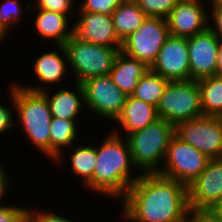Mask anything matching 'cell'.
Wrapping results in <instances>:
<instances>
[{
  "label": "cell",
  "instance_id": "1",
  "mask_svg": "<svg viewBox=\"0 0 222 222\" xmlns=\"http://www.w3.org/2000/svg\"><path fill=\"white\" fill-rule=\"evenodd\" d=\"M120 202L122 222H188L191 213L187 186L158 173L141 174Z\"/></svg>",
  "mask_w": 222,
  "mask_h": 222
},
{
  "label": "cell",
  "instance_id": "2",
  "mask_svg": "<svg viewBox=\"0 0 222 222\" xmlns=\"http://www.w3.org/2000/svg\"><path fill=\"white\" fill-rule=\"evenodd\" d=\"M107 133L101 139L104 141L97 146L93 178L83 188L93 192L95 197L97 193L117 202L126 195L141 173L134 166L127 139L110 130Z\"/></svg>",
  "mask_w": 222,
  "mask_h": 222
},
{
  "label": "cell",
  "instance_id": "3",
  "mask_svg": "<svg viewBox=\"0 0 222 222\" xmlns=\"http://www.w3.org/2000/svg\"><path fill=\"white\" fill-rule=\"evenodd\" d=\"M15 126L21 125L22 135L38 153L50 160L51 112L43 92H35L14 82ZM29 140V141H28Z\"/></svg>",
  "mask_w": 222,
  "mask_h": 222
},
{
  "label": "cell",
  "instance_id": "4",
  "mask_svg": "<svg viewBox=\"0 0 222 222\" xmlns=\"http://www.w3.org/2000/svg\"><path fill=\"white\" fill-rule=\"evenodd\" d=\"M174 135L175 125L158 118L152 124L125 137L134 166L141 174L158 173L161 170Z\"/></svg>",
  "mask_w": 222,
  "mask_h": 222
},
{
  "label": "cell",
  "instance_id": "5",
  "mask_svg": "<svg viewBox=\"0 0 222 222\" xmlns=\"http://www.w3.org/2000/svg\"><path fill=\"white\" fill-rule=\"evenodd\" d=\"M68 58L72 82L81 83L89 78L110 74L121 47L83 42L74 35L63 45Z\"/></svg>",
  "mask_w": 222,
  "mask_h": 222
},
{
  "label": "cell",
  "instance_id": "6",
  "mask_svg": "<svg viewBox=\"0 0 222 222\" xmlns=\"http://www.w3.org/2000/svg\"><path fill=\"white\" fill-rule=\"evenodd\" d=\"M159 119L175 126L202 116L200 88L195 80L168 81L156 106Z\"/></svg>",
  "mask_w": 222,
  "mask_h": 222
},
{
  "label": "cell",
  "instance_id": "7",
  "mask_svg": "<svg viewBox=\"0 0 222 222\" xmlns=\"http://www.w3.org/2000/svg\"><path fill=\"white\" fill-rule=\"evenodd\" d=\"M210 158L176 134L171 139L158 174L189 186L205 169Z\"/></svg>",
  "mask_w": 222,
  "mask_h": 222
},
{
  "label": "cell",
  "instance_id": "8",
  "mask_svg": "<svg viewBox=\"0 0 222 222\" xmlns=\"http://www.w3.org/2000/svg\"><path fill=\"white\" fill-rule=\"evenodd\" d=\"M80 84L84 92L85 109L90 111L88 114L97 116V119L103 118L105 122H114L122 111L127 95L116 86L110 75L92 77Z\"/></svg>",
  "mask_w": 222,
  "mask_h": 222
},
{
  "label": "cell",
  "instance_id": "9",
  "mask_svg": "<svg viewBox=\"0 0 222 222\" xmlns=\"http://www.w3.org/2000/svg\"><path fill=\"white\" fill-rule=\"evenodd\" d=\"M169 36L166 19L147 17L135 32L122 41L120 50L150 68Z\"/></svg>",
  "mask_w": 222,
  "mask_h": 222
},
{
  "label": "cell",
  "instance_id": "10",
  "mask_svg": "<svg viewBox=\"0 0 222 222\" xmlns=\"http://www.w3.org/2000/svg\"><path fill=\"white\" fill-rule=\"evenodd\" d=\"M175 134L210 159L222 158V118L200 116L175 126Z\"/></svg>",
  "mask_w": 222,
  "mask_h": 222
},
{
  "label": "cell",
  "instance_id": "11",
  "mask_svg": "<svg viewBox=\"0 0 222 222\" xmlns=\"http://www.w3.org/2000/svg\"><path fill=\"white\" fill-rule=\"evenodd\" d=\"M190 212H206L222 200V158L210 159L201 174L187 186Z\"/></svg>",
  "mask_w": 222,
  "mask_h": 222
},
{
  "label": "cell",
  "instance_id": "12",
  "mask_svg": "<svg viewBox=\"0 0 222 222\" xmlns=\"http://www.w3.org/2000/svg\"><path fill=\"white\" fill-rule=\"evenodd\" d=\"M55 50H47L41 52L38 57L33 60L32 67L34 72V77H36V81L40 82L37 86L34 85H28L23 83H17L28 90L35 91V92H43L47 89L51 88H57V86H65L64 83H73L68 82L66 79V75L69 76V65H68V58L67 53L62 45H55ZM68 73V74H67ZM66 79V82H65ZM64 80V81H63ZM64 82V83H62ZM63 84V85H62Z\"/></svg>",
  "mask_w": 222,
  "mask_h": 222
},
{
  "label": "cell",
  "instance_id": "13",
  "mask_svg": "<svg viewBox=\"0 0 222 222\" xmlns=\"http://www.w3.org/2000/svg\"><path fill=\"white\" fill-rule=\"evenodd\" d=\"M150 70L168 81L192 80L187 38L170 35L160 49Z\"/></svg>",
  "mask_w": 222,
  "mask_h": 222
},
{
  "label": "cell",
  "instance_id": "14",
  "mask_svg": "<svg viewBox=\"0 0 222 222\" xmlns=\"http://www.w3.org/2000/svg\"><path fill=\"white\" fill-rule=\"evenodd\" d=\"M220 42L221 40L209 28L187 38L192 80L216 75Z\"/></svg>",
  "mask_w": 222,
  "mask_h": 222
},
{
  "label": "cell",
  "instance_id": "15",
  "mask_svg": "<svg viewBox=\"0 0 222 222\" xmlns=\"http://www.w3.org/2000/svg\"><path fill=\"white\" fill-rule=\"evenodd\" d=\"M206 3L208 0L178 1L166 17L170 35L188 38L205 31L209 14Z\"/></svg>",
  "mask_w": 222,
  "mask_h": 222
},
{
  "label": "cell",
  "instance_id": "16",
  "mask_svg": "<svg viewBox=\"0 0 222 222\" xmlns=\"http://www.w3.org/2000/svg\"><path fill=\"white\" fill-rule=\"evenodd\" d=\"M73 21V35L83 42L121 47L122 41L114 30L111 15L92 12H76Z\"/></svg>",
  "mask_w": 222,
  "mask_h": 222
},
{
  "label": "cell",
  "instance_id": "17",
  "mask_svg": "<svg viewBox=\"0 0 222 222\" xmlns=\"http://www.w3.org/2000/svg\"><path fill=\"white\" fill-rule=\"evenodd\" d=\"M30 11L32 16L35 15L31 22L34 25L32 31L35 30L37 38L40 36L41 40H47V43L50 41V45L53 46H63L73 35V21L71 20H74V15L42 9H30Z\"/></svg>",
  "mask_w": 222,
  "mask_h": 222
},
{
  "label": "cell",
  "instance_id": "18",
  "mask_svg": "<svg viewBox=\"0 0 222 222\" xmlns=\"http://www.w3.org/2000/svg\"><path fill=\"white\" fill-rule=\"evenodd\" d=\"M74 83V84H73ZM63 87L51 88L43 91L47 97L52 117L67 120H79L81 115H86L84 92L80 83L73 82ZM73 88V89H72ZM53 89V90H52ZM84 110V111H83ZM84 114H82L83 112Z\"/></svg>",
  "mask_w": 222,
  "mask_h": 222
},
{
  "label": "cell",
  "instance_id": "19",
  "mask_svg": "<svg viewBox=\"0 0 222 222\" xmlns=\"http://www.w3.org/2000/svg\"><path fill=\"white\" fill-rule=\"evenodd\" d=\"M157 119L158 115L155 106L128 95L120 115L113 122L115 126L111 127L110 131L126 137L128 134L152 124Z\"/></svg>",
  "mask_w": 222,
  "mask_h": 222
},
{
  "label": "cell",
  "instance_id": "20",
  "mask_svg": "<svg viewBox=\"0 0 222 222\" xmlns=\"http://www.w3.org/2000/svg\"><path fill=\"white\" fill-rule=\"evenodd\" d=\"M79 121L81 120H67L62 118H51L50 122V161L54 165L64 164V158L68 149L82 140V132H79ZM80 140V141H79ZM66 149V150H65ZM65 150V151H64Z\"/></svg>",
  "mask_w": 222,
  "mask_h": 222
},
{
  "label": "cell",
  "instance_id": "21",
  "mask_svg": "<svg viewBox=\"0 0 222 222\" xmlns=\"http://www.w3.org/2000/svg\"><path fill=\"white\" fill-rule=\"evenodd\" d=\"M149 69L144 62L120 51L109 75L116 86L128 96L134 92L138 81Z\"/></svg>",
  "mask_w": 222,
  "mask_h": 222
},
{
  "label": "cell",
  "instance_id": "22",
  "mask_svg": "<svg viewBox=\"0 0 222 222\" xmlns=\"http://www.w3.org/2000/svg\"><path fill=\"white\" fill-rule=\"evenodd\" d=\"M82 142H78V144L72 145L69 150V156L66 160H69L71 172L74 173L75 177L77 176L80 181V185L84 187L94 175L95 163L97 158V145H91L89 143L80 144ZM80 144V145H79ZM91 146H90V145Z\"/></svg>",
  "mask_w": 222,
  "mask_h": 222
},
{
  "label": "cell",
  "instance_id": "23",
  "mask_svg": "<svg viewBox=\"0 0 222 222\" xmlns=\"http://www.w3.org/2000/svg\"><path fill=\"white\" fill-rule=\"evenodd\" d=\"M114 30L123 41L129 34L135 32L147 19V16L137 6L134 0H126L112 13Z\"/></svg>",
  "mask_w": 222,
  "mask_h": 222
},
{
  "label": "cell",
  "instance_id": "24",
  "mask_svg": "<svg viewBox=\"0 0 222 222\" xmlns=\"http://www.w3.org/2000/svg\"><path fill=\"white\" fill-rule=\"evenodd\" d=\"M200 88L202 115L222 118V76L197 80Z\"/></svg>",
  "mask_w": 222,
  "mask_h": 222
},
{
  "label": "cell",
  "instance_id": "25",
  "mask_svg": "<svg viewBox=\"0 0 222 222\" xmlns=\"http://www.w3.org/2000/svg\"><path fill=\"white\" fill-rule=\"evenodd\" d=\"M167 83V79L149 69L138 81L131 96L156 107Z\"/></svg>",
  "mask_w": 222,
  "mask_h": 222
},
{
  "label": "cell",
  "instance_id": "26",
  "mask_svg": "<svg viewBox=\"0 0 222 222\" xmlns=\"http://www.w3.org/2000/svg\"><path fill=\"white\" fill-rule=\"evenodd\" d=\"M0 2V27L10 35V31L23 22L24 12L31 8V1L25 0H1ZM27 1V2H26ZM25 4V6H23ZM26 10V11H25Z\"/></svg>",
  "mask_w": 222,
  "mask_h": 222
},
{
  "label": "cell",
  "instance_id": "27",
  "mask_svg": "<svg viewBox=\"0 0 222 222\" xmlns=\"http://www.w3.org/2000/svg\"><path fill=\"white\" fill-rule=\"evenodd\" d=\"M147 17L164 18L171 13L178 0H134Z\"/></svg>",
  "mask_w": 222,
  "mask_h": 222
},
{
  "label": "cell",
  "instance_id": "28",
  "mask_svg": "<svg viewBox=\"0 0 222 222\" xmlns=\"http://www.w3.org/2000/svg\"><path fill=\"white\" fill-rule=\"evenodd\" d=\"M11 84V85H9ZM9 84H6L8 86L9 91V102L11 104L6 105L2 104L0 102V137L2 135H6L12 131V129H15V104H14V81L10 82ZM11 105V107H10Z\"/></svg>",
  "mask_w": 222,
  "mask_h": 222
},
{
  "label": "cell",
  "instance_id": "29",
  "mask_svg": "<svg viewBox=\"0 0 222 222\" xmlns=\"http://www.w3.org/2000/svg\"><path fill=\"white\" fill-rule=\"evenodd\" d=\"M126 0H82L77 4V12H92L112 15L114 10Z\"/></svg>",
  "mask_w": 222,
  "mask_h": 222
},
{
  "label": "cell",
  "instance_id": "30",
  "mask_svg": "<svg viewBox=\"0 0 222 222\" xmlns=\"http://www.w3.org/2000/svg\"><path fill=\"white\" fill-rule=\"evenodd\" d=\"M30 9H42L65 15L76 13V0H32ZM75 10V11H74Z\"/></svg>",
  "mask_w": 222,
  "mask_h": 222
},
{
  "label": "cell",
  "instance_id": "31",
  "mask_svg": "<svg viewBox=\"0 0 222 222\" xmlns=\"http://www.w3.org/2000/svg\"><path fill=\"white\" fill-rule=\"evenodd\" d=\"M52 211L53 209L44 210L40 208V210H38L34 207H27V222H76V219L74 218L73 220V217L71 219L70 217H65L64 214L59 215L57 212Z\"/></svg>",
  "mask_w": 222,
  "mask_h": 222
},
{
  "label": "cell",
  "instance_id": "32",
  "mask_svg": "<svg viewBox=\"0 0 222 222\" xmlns=\"http://www.w3.org/2000/svg\"><path fill=\"white\" fill-rule=\"evenodd\" d=\"M0 222H27V207L7 203L0 206Z\"/></svg>",
  "mask_w": 222,
  "mask_h": 222
},
{
  "label": "cell",
  "instance_id": "33",
  "mask_svg": "<svg viewBox=\"0 0 222 222\" xmlns=\"http://www.w3.org/2000/svg\"><path fill=\"white\" fill-rule=\"evenodd\" d=\"M208 4V28L222 40V3Z\"/></svg>",
  "mask_w": 222,
  "mask_h": 222
},
{
  "label": "cell",
  "instance_id": "34",
  "mask_svg": "<svg viewBox=\"0 0 222 222\" xmlns=\"http://www.w3.org/2000/svg\"><path fill=\"white\" fill-rule=\"evenodd\" d=\"M2 165L3 163L1 164L0 162V206L6 204L5 202L7 201L6 199L9 194L8 192H10L9 190H11L10 182H12L10 181V179L12 178L9 177L10 174H8L5 165Z\"/></svg>",
  "mask_w": 222,
  "mask_h": 222
},
{
  "label": "cell",
  "instance_id": "35",
  "mask_svg": "<svg viewBox=\"0 0 222 222\" xmlns=\"http://www.w3.org/2000/svg\"><path fill=\"white\" fill-rule=\"evenodd\" d=\"M188 222H217L207 212H191Z\"/></svg>",
  "mask_w": 222,
  "mask_h": 222
},
{
  "label": "cell",
  "instance_id": "36",
  "mask_svg": "<svg viewBox=\"0 0 222 222\" xmlns=\"http://www.w3.org/2000/svg\"><path fill=\"white\" fill-rule=\"evenodd\" d=\"M217 222H222V200L215 203L210 209L206 211Z\"/></svg>",
  "mask_w": 222,
  "mask_h": 222
},
{
  "label": "cell",
  "instance_id": "37",
  "mask_svg": "<svg viewBox=\"0 0 222 222\" xmlns=\"http://www.w3.org/2000/svg\"><path fill=\"white\" fill-rule=\"evenodd\" d=\"M216 75L222 76V40L220 42L218 55H217Z\"/></svg>",
  "mask_w": 222,
  "mask_h": 222
},
{
  "label": "cell",
  "instance_id": "38",
  "mask_svg": "<svg viewBox=\"0 0 222 222\" xmlns=\"http://www.w3.org/2000/svg\"><path fill=\"white\" fill-rule=\"evenodd\" d=\"M8 35L9 34L0 27V44H4L3 42L7 39Z\"/></svg>",
  "mask_w": 222,
  "mask_h": 222
},
{
  "label": "cell",
  "instance_id": "39",
  "mask_svg": "<svg viewBox=\"0 0 222 222\" xmlns=\"http://www.w3.org/2000/svg\"><path fill=\"white\" fill-rule=\"evenodd\" d=\"M209 3H222V0H208Z\"/></svg>",
  "mask_w": 222,
  "mask_h": 222
},
{
  "label": "cell",
  "instance_id": "40",
  "mask_svg": "<svg viewBox=\"0 0 222 222\" xmlns=\"http://www.w3.org/2000/svg\"><path fill=\"white\" fill-rule=\"evenodd\" d=\"M178 1H194V0H178Z\"/></svg>",
  "mask_w": 222,
  "mask_h": 222
}]
</instances>
